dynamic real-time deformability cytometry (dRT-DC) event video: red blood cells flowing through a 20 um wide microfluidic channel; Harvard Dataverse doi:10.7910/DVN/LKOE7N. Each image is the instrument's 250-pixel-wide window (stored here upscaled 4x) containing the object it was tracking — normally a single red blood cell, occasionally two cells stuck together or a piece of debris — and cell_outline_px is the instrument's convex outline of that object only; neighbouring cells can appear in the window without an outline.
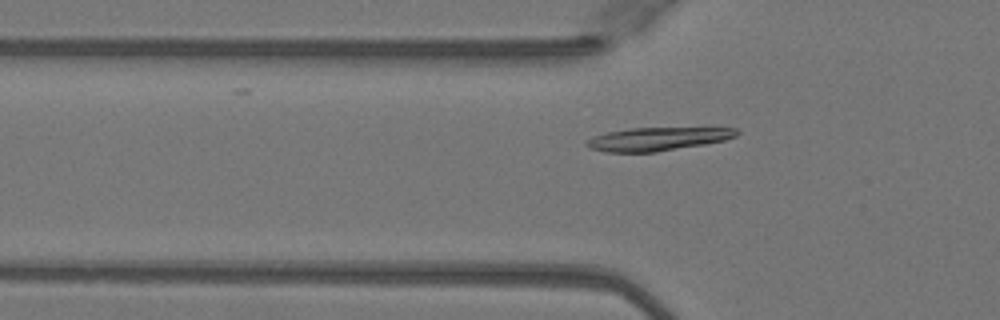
{"species": "Egyptian fruit bat (a non-hibernating species)", "species_latin": "Rousettus aegyptiacus", "temperature_condition": "warm", "stored_images_in_passage": 35, "camera_frame_rate_fps": 3000, "um_per_image_px": 0.085, "animal": {"sex": "female"}, "frame": {"image": 1, "passage_image": 2, "time_ms": 0.333, "image_size_px": [1000, 320], "cell_outline_px": [[740, 132], [736, 136], [724, 140], [704, 144], [656, 152], [604, 152], [588, 148], [584, 144], [584, 140], [592, 136], [608, 132], [632, 128], [736, 128]], "centroid_in_image_um": [55.82, 11.82], "position_along_channel_um": 70.0, "area_um2": 20.4}}
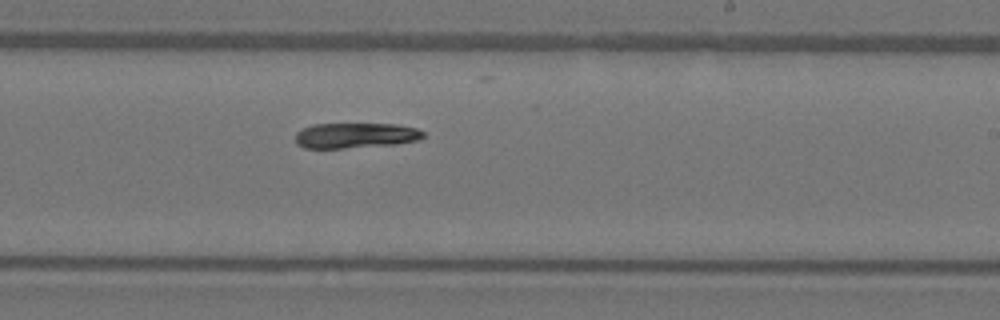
{"frame": {"image": 2, "passage_image": 16, "time_ms": 5.0, "image_size_px": [1000, 320], "cell_outline_px": [[424, 136], [420, 140], [396, 144], [344, 148], [304, 148], [296, 144], [296, 132], [312, 124], [396, 124], [416, 128], [424, 132]], "centroid_in_image_um": [30.22, 11.51], "position_along_channel_um": 258.8, "area_um2": 18.9}}
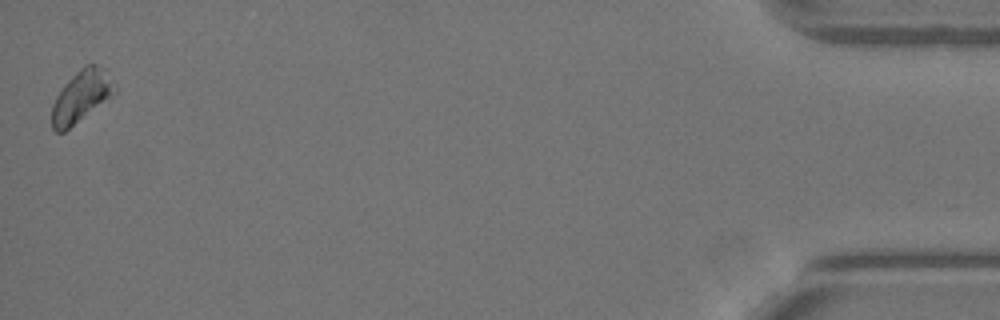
{"frame": {"image": 3, "passage_image": 35, "time_ms": 11.333, "image_size_px": [1000, 320], "cell_outline_px": [[116, 92], [112, 96], [64, 132], [56, 132], [52, 128], [52, 104], [56, 96], [64, 84], [84, 64], [96, 64], [104, 68], [116, 88]], "centroid_in_image_um": [6.89, 8.18], "position_along_channel_um": 428.3, "area_um2": 18.73}, "authors_computed_cell_mechanics": {"area_um2": 19.5942, "velocity_mm_per_s": 4.057, "shape_relaxation_time_tau1_ms": 4.3049, "shape_relaxation_time_tau2_ms": null, "deformation_change_tau1": 0.0992, "deformation_change_tau2": null}}